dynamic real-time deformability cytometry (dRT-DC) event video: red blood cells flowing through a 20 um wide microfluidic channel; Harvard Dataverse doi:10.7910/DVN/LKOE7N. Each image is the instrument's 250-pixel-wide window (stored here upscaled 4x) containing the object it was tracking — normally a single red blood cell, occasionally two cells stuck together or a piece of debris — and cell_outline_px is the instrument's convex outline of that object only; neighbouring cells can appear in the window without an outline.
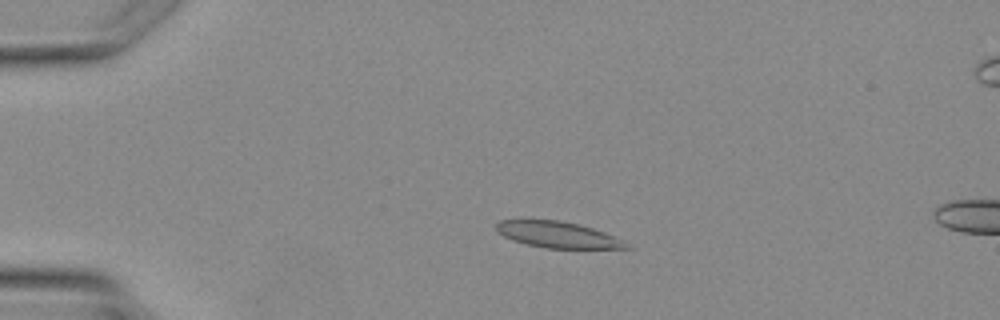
{"species": "Egyptian fruit bat (a non-hibernating species)", "species_latin": "Rousettus aegyptiacus", "temperature_condition": "warm", "stored_images_in_passage": 4, "camera_frame_rate_fps": 3000, "um_per_image_px": 0.085, "animal": {"sex": "female"}, "frame": {"image": 1, "passage_image": 2, "time_ms": 2.667, "image_size_px": [1000, 320], "cell_outline_px": [[632, 248], [544, 248], [528, 244], [504, 236], [496, 232], [496, 224], [500, 220], [520, 216], [560, 220], [580, 224], [604, 232], [624, 240]], "centroid_in_image_um": [47.31, 19.88], "position_along_channel_um": 37.7, "area_um2": 20.52}}